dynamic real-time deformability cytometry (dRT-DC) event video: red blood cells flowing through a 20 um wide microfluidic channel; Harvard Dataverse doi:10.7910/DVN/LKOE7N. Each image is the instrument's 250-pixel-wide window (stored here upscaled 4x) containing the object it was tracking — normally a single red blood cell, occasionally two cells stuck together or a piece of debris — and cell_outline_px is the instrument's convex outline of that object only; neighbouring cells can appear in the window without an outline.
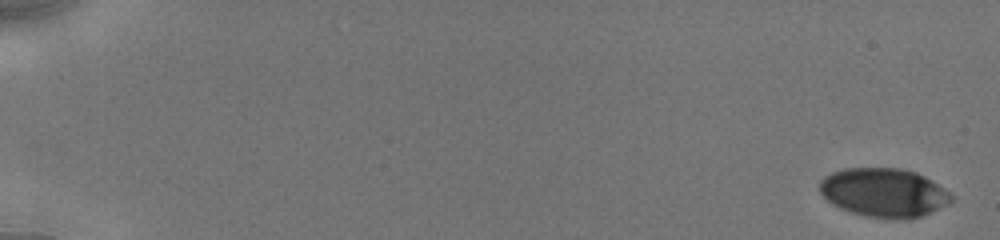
{"species": "human", "species_latin": "Homo sapiens", "temperature_condition": "cold", "stored_images_in_passage": 38, "camera_frame_rate_fps": 3000, "um_per_image_px": 0.085, "donor": {"sex": "male"}, "frame": {"image": 1, "passage_image": 1, "time_ms": 0.0, "image_size_px": [1000, 240], "cell_outline_px": [[952, 200], [948, 204], [920, 216], [908, 220], [892, 220], [864, 216], [840, 208], [832, 204], [820, 192], [820, 180], [824, 176], [832, 172], [844, 168], [900, 168], [916, 172], [932, 180], [944, 188], [952, 196]], "centroid_in_image_um": [75.12, 16.38], "position_along_channel_um": 9.9, "area_um2": 37.63}}
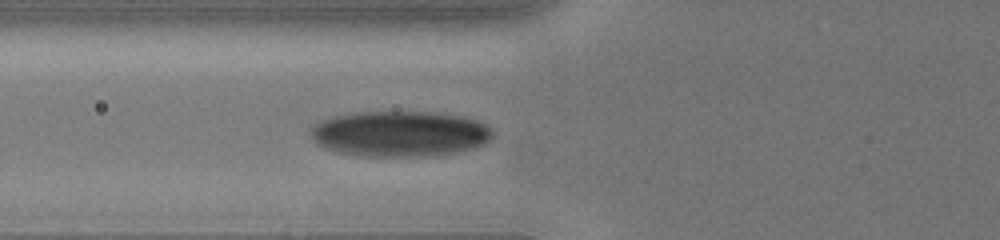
{"frame": {"image": 2, "passage_image": 29, "time_ms": 7.0, "image_size_px": [1000, 240], "cell_outline_px": [[496, 132], [484, 144], [472, 148], [452, 152], [424, 156], [364, 156], [340, 152], [316, 144], [312, 140], [312, 128], [320, 120], [336, 116], [356, 112], [428, 112], [464, 116], [476, 120], [492, 128]], "centroid_in_image_um": [34.01, 11.36], "position_along_channel_um": 91.8, "area_um2": 48.03}}
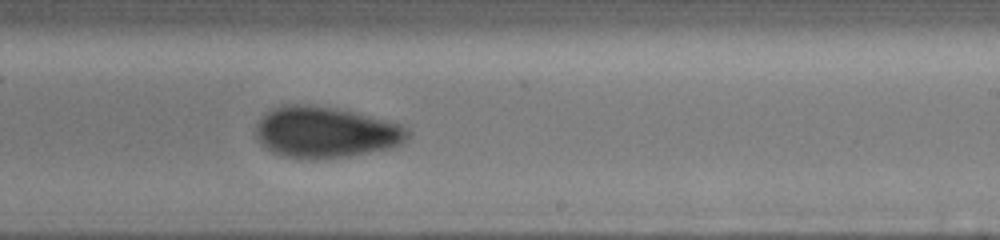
{"frame": {"image": 3, "passage_image": 38, "time_ms": 11.333, "image_size_px": [1000, 240], "cell_outline_px": [[412, 132], [400, 144], [388, 148], [348, 156], [316, 160], [308, 160], [284, 156], [272, 152], [256, 136], [256, 124], [264, 112], [272, 108], [284, 104], [308, 104], [336, 108], [356, 112], [400, 124], [408, 128]], "centroid_in_image_um": [27.65, 11.23], "position_along_channel_um": 261.3, "area_um2": 45.43}}